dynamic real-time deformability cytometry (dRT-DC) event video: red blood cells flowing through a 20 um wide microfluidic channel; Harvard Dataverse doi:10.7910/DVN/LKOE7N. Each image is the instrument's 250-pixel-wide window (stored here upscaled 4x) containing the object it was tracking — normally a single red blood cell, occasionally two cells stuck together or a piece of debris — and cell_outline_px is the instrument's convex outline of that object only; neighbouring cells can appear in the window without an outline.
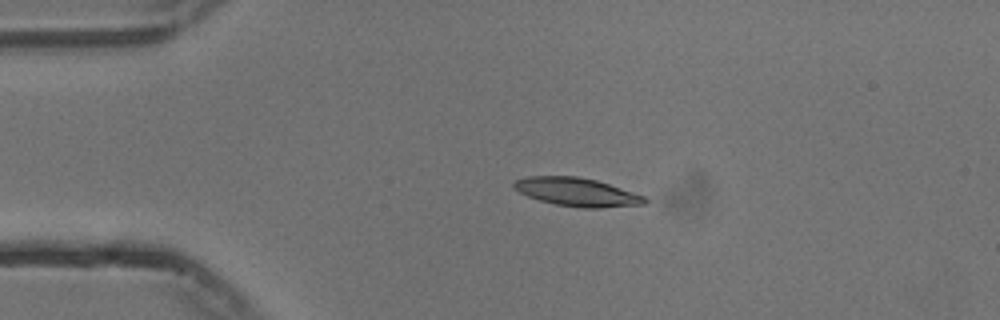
{"species": "common noctule bat (a hibernating species)", "species_latin": "Nyctalus noctula", "temperature_condition": "cold", "stored_images_in_passage": 44, "camera_frame_rate_fps": 3000, "um_per_image_px": 0.085, "animal": {"sex": "male", "body_mass_g": 13.3}, "frame": {"image": 1, "passage_image": 1, "time_ms": 0.0, "image_size_px": [1000, 320], "cell_outline_px": [[648, 200], [644, 204], [600, 208], [580, 208], [556, 204], [540, 200], [528, 196], [520, 192], [512, 184], [516, 180], [528, 176], [576, 176], [596, 180], [644, 196]], "centroid_in_image_um": [49.04, 16.32], "position_along_channel_um": 36.0, "area_um2": 21.33}}
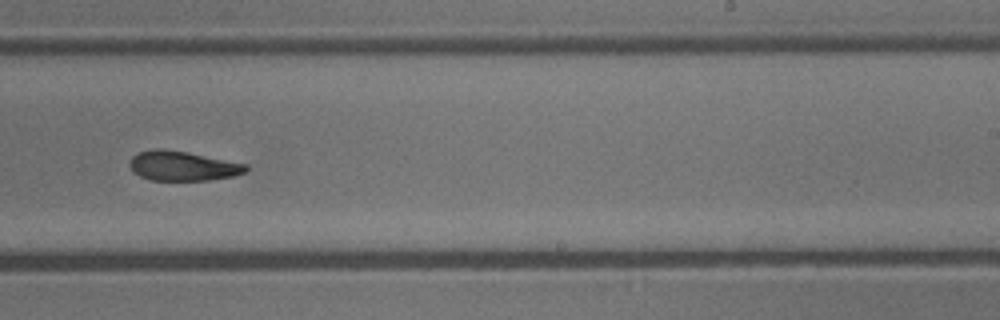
{"frame": {"image": 2, "passage_image": 23, "time_ms": 7.333, "image_size_px": [1000, 320], "cell_outline_px": [[248, 168], [244, 172], [232, 176], [208, 180], [152, 180], [140, 176], [132, 172], [128, 164], [132, 156], [136, 152], [152, 148], [160, 148], [188, 152], [248, 164]], "centroid_in_image_um": [15.47, 14.09], "position_along_channel_um": 273.5, "area_um2": 20.23}}
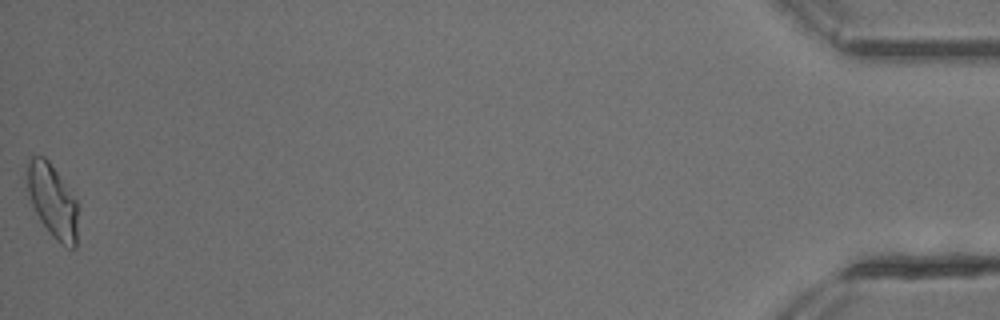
{"frame": {"image": 3, "passage_image": 44, "time_ms": 14.333, "image_size_px": [1000, 320], "cell_outline_px": [[80, 208], [76, 248], [68, 248], [60, 244], [52, 236], [40, 220], [32, 204], [28, 192], [28, 160], [32, 156], [44, 156], [48, 160], [76, 200]], "centroid_in_image_um": [4.52, 17.15], "position_along_channel_um": 430.7, "area_um2": 21.79}, "authors_computed_cell_mechanics": {"area_um2": 20.7502, "velocity_mm_per_s": 3.7353, "shape_relaxation_time_tau1_ms": 4.0659, "shape_relaxation_time_tau2_ms": 9.5557, "deformation_change_tau1": 0.1565, "deformation_change_tau2": 0.1857}}